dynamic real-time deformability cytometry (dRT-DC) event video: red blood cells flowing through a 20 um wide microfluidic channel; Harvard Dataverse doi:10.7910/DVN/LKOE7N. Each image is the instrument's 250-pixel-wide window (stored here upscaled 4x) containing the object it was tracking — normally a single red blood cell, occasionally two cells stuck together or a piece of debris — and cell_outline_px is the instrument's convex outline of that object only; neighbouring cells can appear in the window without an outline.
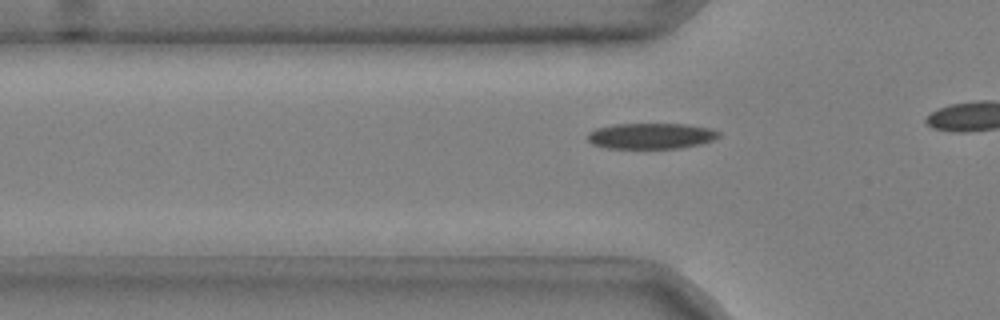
{"species": "common noctule bat (a hibernating species)", "species_latin": "Nyctalus noctula", "temperature_condition": "cold", "stored_images_in_passage": 9, "camera_frame_rate_fps": 3000, "um_per_image_px": 0.085, "animal": {"sex": "male", "body_mass_g": 20.4}, "frame": {"image": 1, "passage_image": 3, "time_ms": 0.667, "image_size_px": [1000, 320], "cell_outline_px": [[720, 136], [716, 140], [700, 144], [680, 148], [604, 148], [592, 144], [588, 140], [588, 132], [596, 128], [612, 124], [688, 124], [712, 128], [720, 132]], "centroid_in_image_um": [55.37, 11.55], "position_along_channel_um": 70.4, "area_um2": 20.0}}
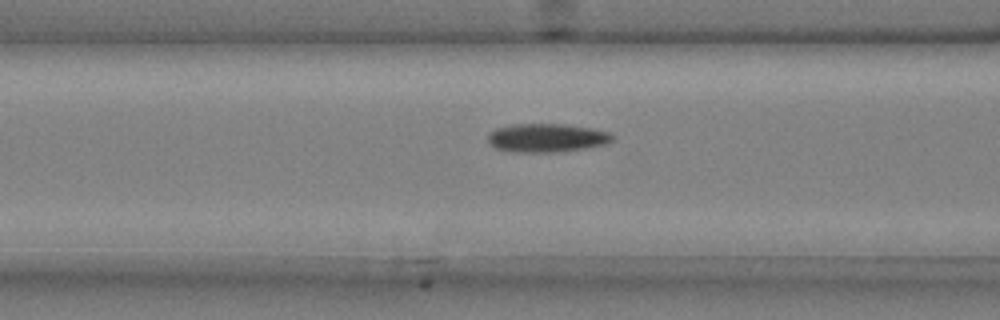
{"frame": {"image": 2, "passage_image": 7, "time_ms": 2.0, "image_size_px": [1000, 320], "cell_outline_px": [[616, 136], [608, 144], [588, 148], [556, 152], [512, 152], [496, 148], [488, 140], [488, 132], [496, 128], [512, 124], [564, 124], [592, 128], [612, 132]], "centroid_in_image_um": [46.53, 11.71], "position_along_channel_um": 120.1, "area_um2": 21.04}}